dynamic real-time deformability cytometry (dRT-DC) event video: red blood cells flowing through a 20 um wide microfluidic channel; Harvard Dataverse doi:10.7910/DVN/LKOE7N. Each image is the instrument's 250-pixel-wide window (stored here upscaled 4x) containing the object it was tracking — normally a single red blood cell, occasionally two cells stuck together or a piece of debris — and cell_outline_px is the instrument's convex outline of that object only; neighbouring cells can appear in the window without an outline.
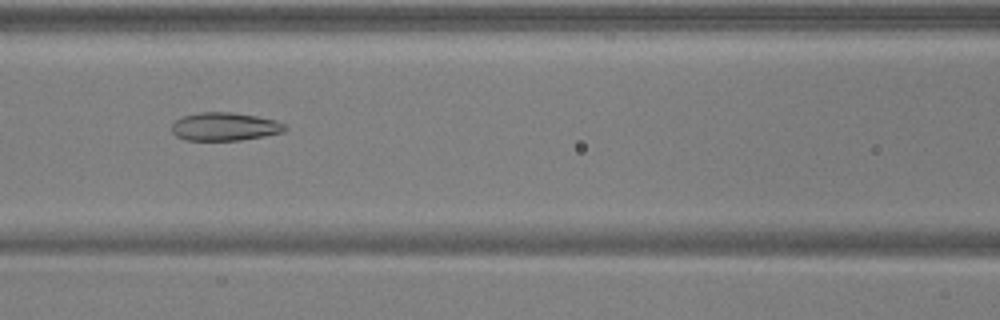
{"species": "common noctule bat (a hibernating species)", "species_latin": "Nyctalus noctula", "temperature_condition": "warm", "stored_images_in_passage": 40, "camera_frame_rate_fps": 3000, "um_per_image_px": 0.085, "animal": {"sex": "male", "body_mass_g": 17.9, "forearm_length_mm": 54.2}, "frame": {"image": 1, "passage_image": 12, "time_ms": 3.667, "image_size_px": [1000, 320], "cell_outline_px": [[288, 128], [284, 132], [264, 136], [240, 140], [184, 140], [176, 136], [172, 132], [172, 124], [176, 120], [184, 116], [200, 112], [232, 112], [256, 116], [276, 120], [284, 124]], "centroid_in_image_um": [19.11, 10.76], "position_along_channel_um": 147.5, "area_um2": 18.61}}
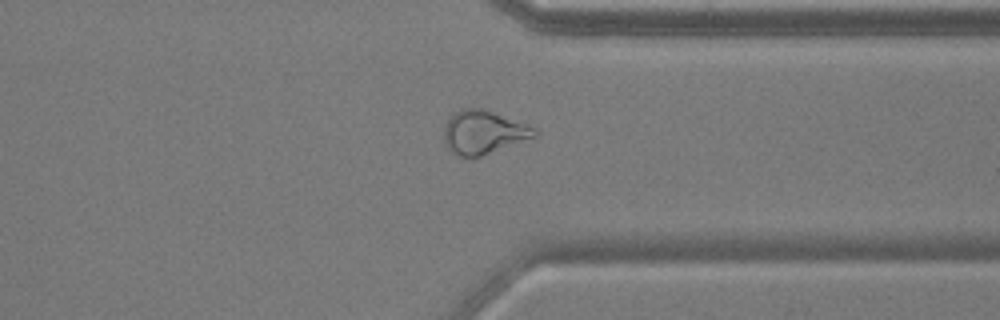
{"frame": {"image": 2, "passage_image": 29, "time_ms": 9.333, "image_size_px": [1000, 320], "cell_outline_px": [[536, 136], [480, 156], [460, 156], [452, 152], [448, 148], [444, 140], [444, 128], [448, 120], [456, 112], [464, 108], [480, 108], [492, 112], [536, 128]], "centroid_in_image_um": [41.07, 11.24], "position_along_channel_um": 370.3, "area_um2": 22.2}}
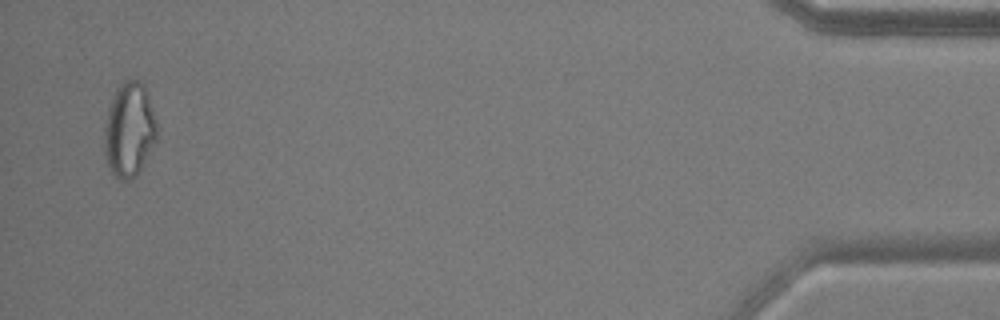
{"frame": {"image": 3, "passage_image": 39, "time_ms": 12.667, "image_size_px": [1000, 320], "cell_outline_px": [[156, 140], [136, 176], [128, 180], [124, 180], [116, 176], [112, 172], [108, 164], [104, 152], [104, 128], [108, 108], [112, 96], [116, 88], [124, 80], [140, 80], [144, 84], [156, 120]], "centroid_in_image_um": [10.97, 11.0], "position_along_channel_um": 424.2, "area_um2": 28.73}, "authors_computed_cell_mechanics": {"area_um2": 21.3571, "velocity_mm_per_s": 3.9508, "shape_relaxation_time_tau1_ms": null, "shape_relaxation_time_tau2_ms": 2.256, "deformation_change_tau1": null, "deformation_change_tau2": 0.0919}}